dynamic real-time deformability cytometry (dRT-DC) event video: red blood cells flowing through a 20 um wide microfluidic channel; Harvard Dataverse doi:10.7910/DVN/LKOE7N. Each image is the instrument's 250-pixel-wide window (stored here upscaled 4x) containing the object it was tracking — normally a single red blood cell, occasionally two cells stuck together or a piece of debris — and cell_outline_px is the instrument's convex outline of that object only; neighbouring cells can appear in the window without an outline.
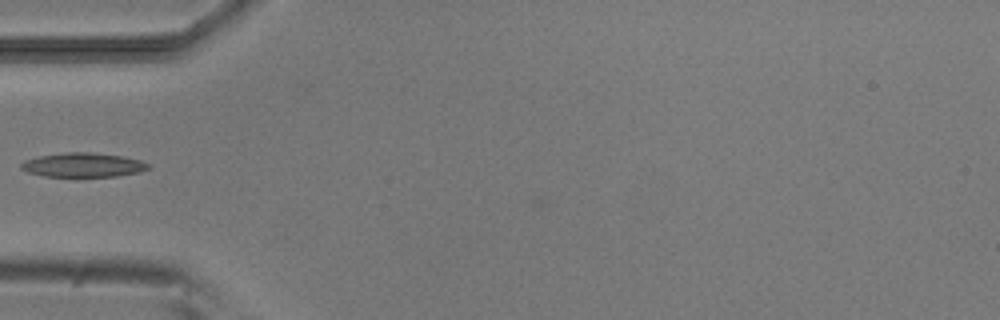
{"species": "common noctule bat (a hibernating species)", "species_latin": "Nyctalus noctula", "temperature_condition": "room temperature", "stored_images_in_passage": 16, "camera_frame_rate_fps": 3000, "um_per_image_px": 0.085, "animal": {"sex": "male", "body_mass_g": 20.5, "forearm_length_mm": 52.5}, "frame": {"image": 1, "passage_image": 1, "time_ms": 0.0, "image_size_px": [1000, 320], "cell_outline_px": [[148, 168], [140, 172], [116, 176], [44, 176], [28, 172], [20, 168], [20, 164], [24, 160], [40, 156], [68, 152], [88, 152], [120, 156], [140, 160], [148, 164]], "centroid_in_image_um": [7.03, 14.02], "position_along_channel_um": 78.0, "area_um2": 17.63}}
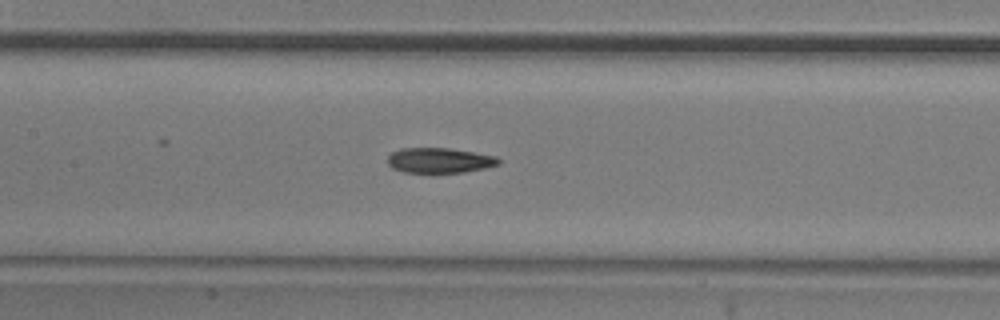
{"frame": {"image": 2, "passage_image": 8, "time_ms": 2.333, "image_size_px": [1000, 320], "cell_outline_px": [[500, 164], [484, 168], [464, 172], [432, 176], [404, 172], [392, 168], [388, 164], [388, 156], [392, 152], [400, 148], [448, 148], [496, 156], [500, 160]], "centroid_in_image_um": [37.31, 13.68], "position_along_channel_um": 170.1, "area_um2": 16.99}}
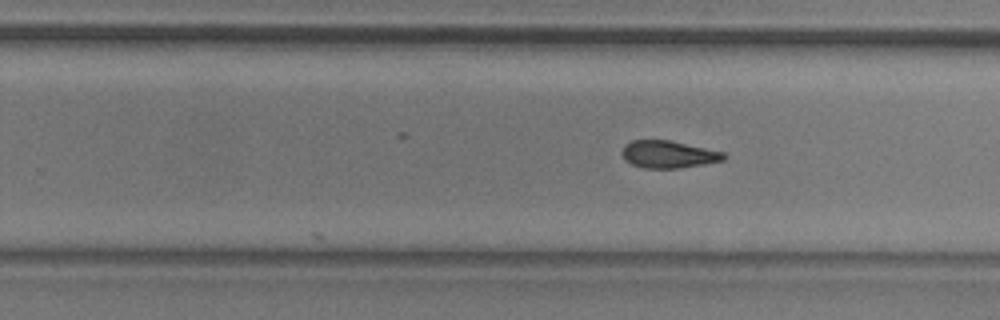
{"frame": {"image": 3, "passage_image": 16, "time_ms": 5.0, "image_size_px": [1000, 320], "cell_outline_px": [[728, 156], [724, 160], [704, 164], [680, 168], [644, 168], [632, 164], [624, 160], [620, 152], [624, 144], [632, 140], [672, 140], [724, 152]], "centroid_in_image_um": [56.8, 13.11], "position_along_channel_um": 273.0, "area_um2": 16.47}}